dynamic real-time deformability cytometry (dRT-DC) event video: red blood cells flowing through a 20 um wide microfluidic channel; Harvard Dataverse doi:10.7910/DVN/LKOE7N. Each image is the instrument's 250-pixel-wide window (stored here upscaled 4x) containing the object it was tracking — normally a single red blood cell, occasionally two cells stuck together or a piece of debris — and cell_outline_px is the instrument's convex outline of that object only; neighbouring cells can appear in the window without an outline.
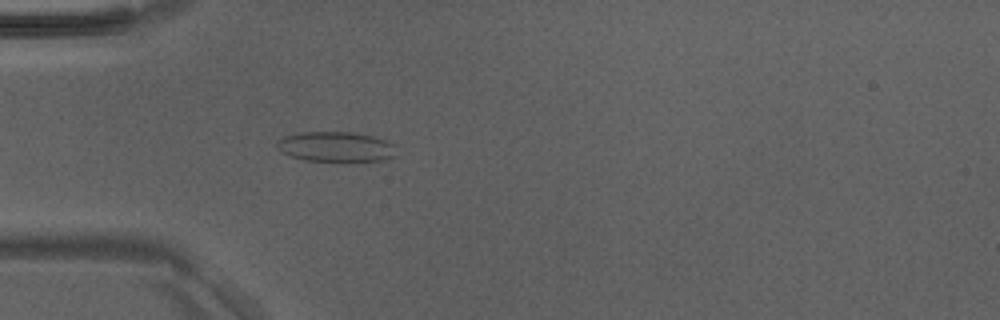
{"species": "Egyptian fruit bat (a non-hibernating species)", "species_latin": "Rousettus aegyptiacus", "temperature_condition": "room temperature", "stored_images_in_passage": 40, "camera_frame_rate_fps": 3000, "um_per_image_px": 0.085, "animal": {"sex": "male"}, "frame": {"image": 1, "passage_image": 6, "time_ms": 1.667, "image_size_px": [1000, 320], "cell_outline_px": [[396, 156], [380, 160], [344, 164], [304, 160], [288, 156], [280, 152], [276, 148], [276, 144], [284, 136], [300, 132], [356, 132], [388, 140], [396, 144]], "centroid_in_image_um": [28.58, 12.52], "position_along_channel_um": 56.4, "area_um2": 22.08}}
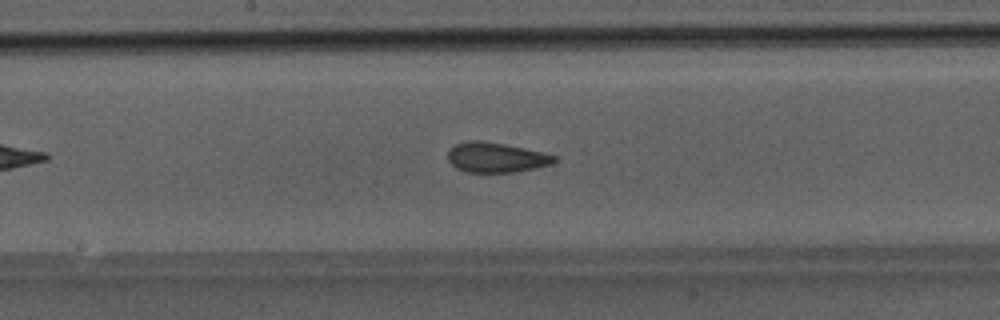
{"frame": {"image": 2, "passage_image": 17, "time_ms": 5.333, "image_size_px": [1000, 320], "cell_outline_px": [[556, 160], [552, 164], [512, 172], [468, 172], [456, 168], [448, 160], [448, 148], [456, 144], [468, 140], [480, 140], [504, 144], [544, 152], [556, 156]], "centroid_in_image_um": [42.13, 13.37], "position_along_channel_um": 206.1, "area_um2": 18.5}}
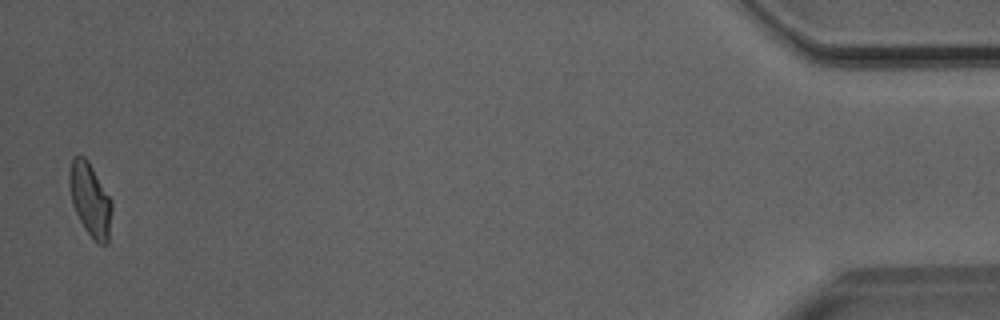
{"frame": {"image": 3, "passage_image": 39, "time_ms": 12.667, "image_size_px": [1000, 320], "cell_outline_px": [[112, 208], [108, 240], [104, 244], [100, 244], [84, 228], [72, 204], [68, 184], [68, 176], [72, 160], [76, 156], [84, 156], [88, 160], [112, 200]], "centroid_in_image_um": [7.65, 16.93], "position_along_channel_um": 427.5, "area_um2": 17.92}}